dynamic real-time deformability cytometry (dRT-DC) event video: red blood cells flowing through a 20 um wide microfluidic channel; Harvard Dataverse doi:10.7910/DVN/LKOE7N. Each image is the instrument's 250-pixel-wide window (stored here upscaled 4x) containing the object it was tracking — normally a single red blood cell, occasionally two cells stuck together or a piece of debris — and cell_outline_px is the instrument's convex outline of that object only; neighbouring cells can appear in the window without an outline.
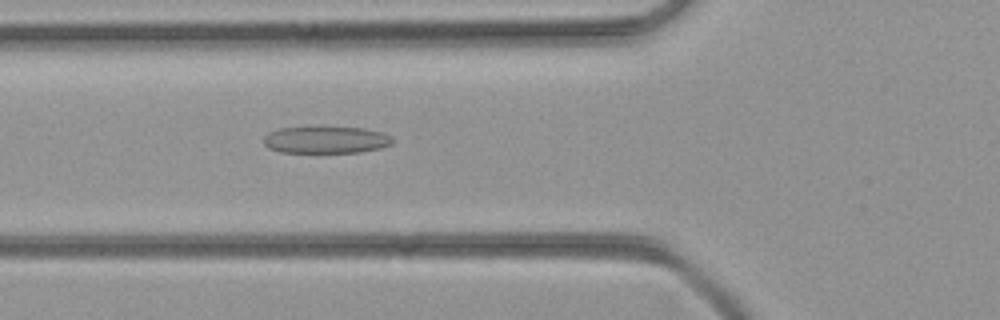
{"species": "common noctule bat (a hibernating species)", "species_latin": "Nyctalus noctula", "temperature_condition": "room temperature", "stored_images_in_passage": 37, "camera_frame_rate_fps": 3000, "um_per_image_px": 0.085, "animal": {"sex": "female", "body_mass_g": 21.9}, "frame": {"image": 1, "passage_image": 7, "time_ms": 2.0, "image_size_px": [1000, 320], "cell_outline_px": [[396, 140], [392, 144], [380, 148], [360, 152], [280, 152], [268, 148], [264, 144], [264, 136], [268, 132], [280, 128], [320, 124], [364, 128], [384, 132], [392, 136]], "centroid_in_image_um": [27.73, 11.83], "position_along_channel_um": 98.1, "area_um2": 21.39}}
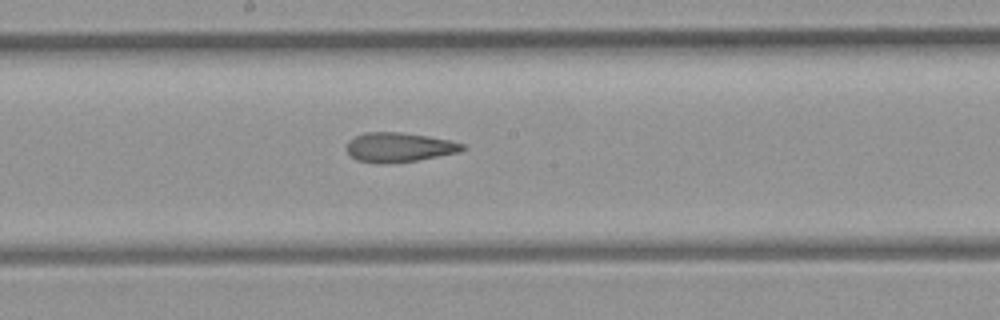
{"frame": {"image": 2, "passage_image": 15, "time_ms": 4.667, "image_size_px": [1000, 320], "cell_outline_px": [[464, 148], [460, 152], [416, 160], [376, 164], [356, 160], [348, 152], [348, 140], [364, 132], [400, 132], [428, 136], [448, 140], [464, 144]], "centroid_in_image_um": [33.9, 12.51], "position_along_channel_um": 214.3, "area_um2": 19.65}}
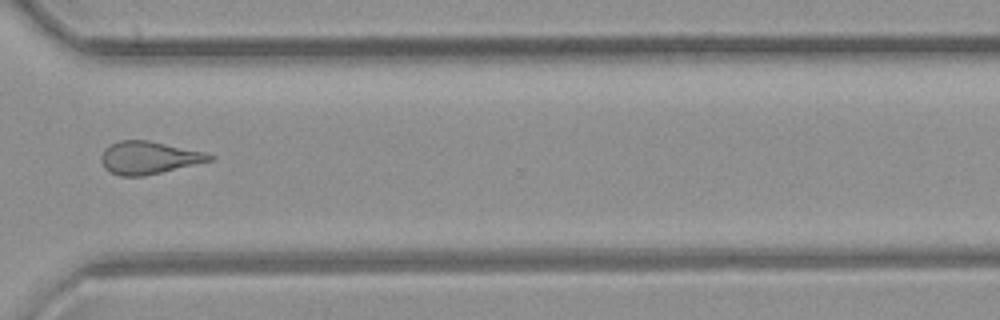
{"frame": {"image": 3, "passage_image": 25, "time_ms": 8.0, "image_size_px": [1000, 320], "cell_outline_px": [[216, 156], [212, 160], [144, 176], [120, 176], [104, 168], [100, 160], [100, 156], [104, 148], [120, 140], [148, 140], [204, 152]], "centroid_in_image_um": [12.61, 13.4], "position_along_channel_um": 358.0, "area_um2": 20.46}}